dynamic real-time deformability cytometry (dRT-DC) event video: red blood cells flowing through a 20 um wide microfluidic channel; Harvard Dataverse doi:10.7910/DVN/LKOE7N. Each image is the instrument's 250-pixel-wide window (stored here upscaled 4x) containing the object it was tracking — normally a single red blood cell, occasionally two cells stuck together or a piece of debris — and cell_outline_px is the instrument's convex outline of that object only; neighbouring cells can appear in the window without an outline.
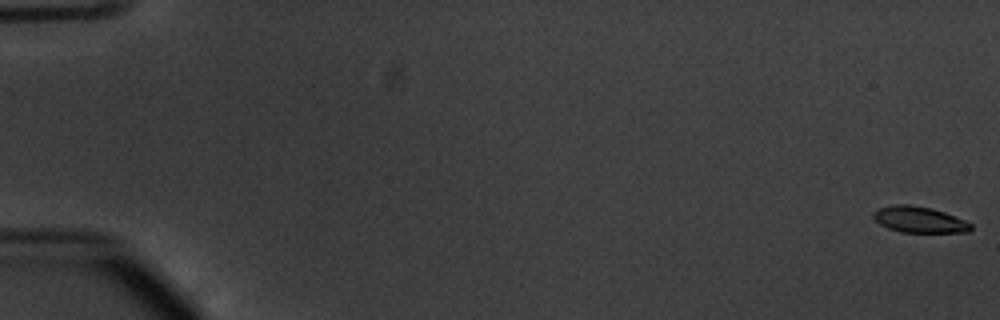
{"species": "common noctule bat (a hibernating species)", "species_latin": "Nyctalus noctula", "temperature_condition": "warm", "stored_images_in_passage": 55, "camera_frame_rate_fps": 3000, "um_per_image_px": 0.085, "animal": {"sex": "male", "body_mass_g": 20.1, "forearm_length_mm": 53.5}, "frame": {"image": 1, "passage_image": 1, "time_ms": 0.0, "image_size_px": [1000, 320], "cell_outline_px": [[972, 228], [968, 232], [900, 232], [888, 228], [880, 224], [872, 216], [872, 212], [876, 208], [892, 204], [912, 204], [932, 208], [944, 212], [964, 220], [972, 224]], "centroid_in_image_um": [78.09, 18.65], "position_along_channel_um": 6.9, "area_um2": 14.97}}
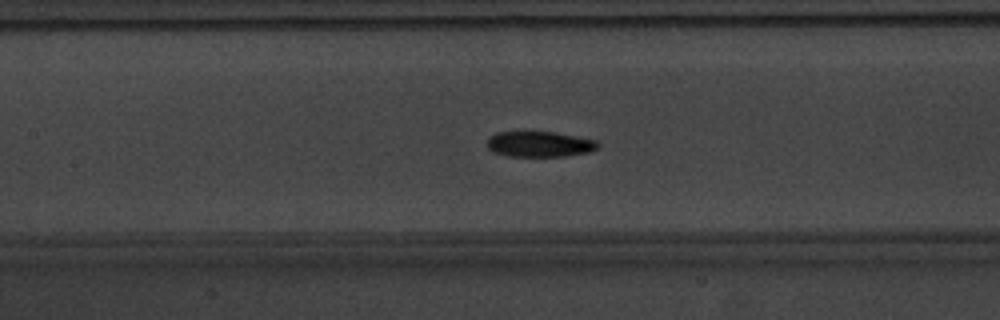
{"frame": {"image": 2, "passage_image": 27, "time_ms": 8.667, "image_size_px": [1000, 320], "cell_outline_px": [[600, 148], [588, 152], [564, 156], [508, 156], [492, 152], [488, 148], [488, 136], [496, 132], [556, 132], [596, 140], [600, 144]], "centroid_in_image_um": [45.87, 12.25], "position_along_channel_um": 161.5, "area_um2": 16.59}}
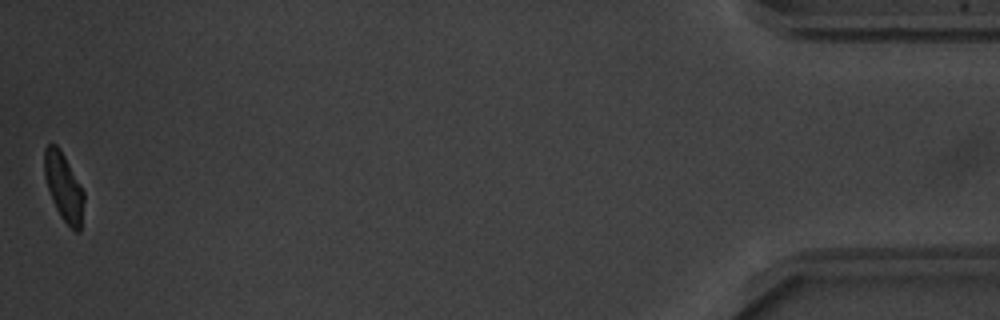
{"frame": {"image": 3, "passage_image": 55, "time_ms": 18.0, "image_size_px": [1000, 320], "cell_outline_px": [[84, 200], [80, 232], [76, 232], [60, 216], [52, 200], [44, 176], [44, 148], [48, 144], [56, 144], [60, 148], [84, 192]], "centroid_in_image_um": [5.4, 15.88], "position_along_channel_um": 429.8, "area_um2": 15.49}, "authors_computed_cell_mechanics": {"area_um2": 16.762, "velocity_mm_per_s": 3.7928, "shape_relaxation_time_tau1_ms": 2.4694, "shape_relaxation_time_tau2_ms": 4.3938, "deformation_change_tau1": 0.1241, "deformation_change_tau2": 0.1031}}